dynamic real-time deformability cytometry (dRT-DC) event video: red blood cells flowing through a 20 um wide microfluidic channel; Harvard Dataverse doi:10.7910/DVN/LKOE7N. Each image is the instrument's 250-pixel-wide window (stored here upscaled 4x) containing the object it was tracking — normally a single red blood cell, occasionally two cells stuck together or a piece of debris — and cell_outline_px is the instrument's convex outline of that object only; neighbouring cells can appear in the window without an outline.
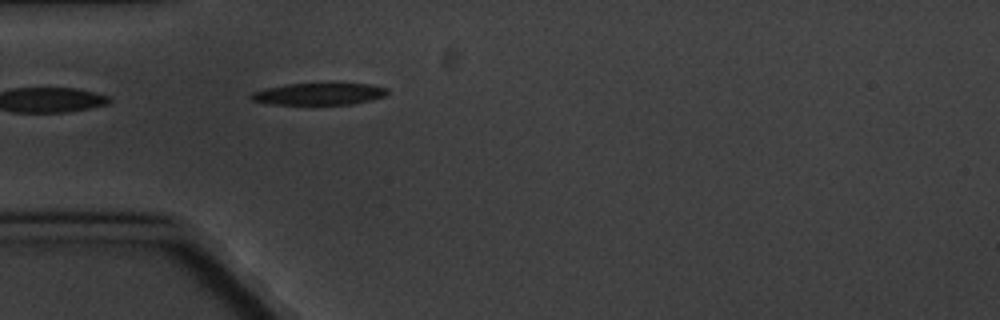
{"species": "common noctule bat (a hibernating species)", "species_latin": "Nyctalus noctula", "temperature_condition": "cold", "stored_images_in_passage": 4, "camera_frame_rate_fps": 3000, "um_per_image_px": 0.085, "animal": {"sex": "male", "body_mass_g": 20.1, "forearm_length_mm": 53.5}, "frame": {"image": 1, "passage_image": 4, "time_ms": 3.667, "image_size_px": [1000, 320], "cell_outline_px": [[388, 92], [384, 96], [352, 104], [268, 104], [252, 100], [248, 96], [252, 92], [264, 88], [288, 84], [332, 80], [372, 84], [388, 88]], "centroid_in_image_um": [27.13, 7.92], "position_along_channel_um": 57.9, "area_um2": 18.44}}